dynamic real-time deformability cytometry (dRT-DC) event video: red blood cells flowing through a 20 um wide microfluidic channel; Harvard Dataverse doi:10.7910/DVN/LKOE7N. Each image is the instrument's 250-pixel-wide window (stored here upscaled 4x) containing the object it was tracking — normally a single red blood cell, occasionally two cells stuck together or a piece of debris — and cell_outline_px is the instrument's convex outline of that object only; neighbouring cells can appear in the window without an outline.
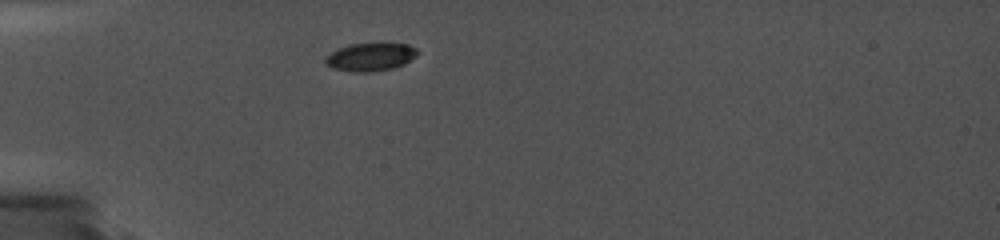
{"species": "common noctule bat (a hibernating species)", "species_latin": "Nyctalus noctula", "temperature_condition": "cold", "stored_images_in_passage": 31, "camera_frame_rate_fps": 5000, "um_per_image_px": 0.085, "animal": {"sex": "female", "body_mass_g": 19.0, "forearm_length_mm": 56.7}, "frame": {"image": 1, "passage_image": 1, "time_ms": 0.0, "image_size_px": [1000, 240], "cell_outline_px": [[420, 52], [416, 56], [404, 64], [392, 68], [372, 72], [352, 72], [332, 68], [324, 64], [324, 60], [336, 48], [348, 44], [384, 40], [408, 44], [416, 48]], "centroid_in_image_um": [31.51, 4.78], "position_along_channel_um": 53.5, "area_um2": 15.95}}
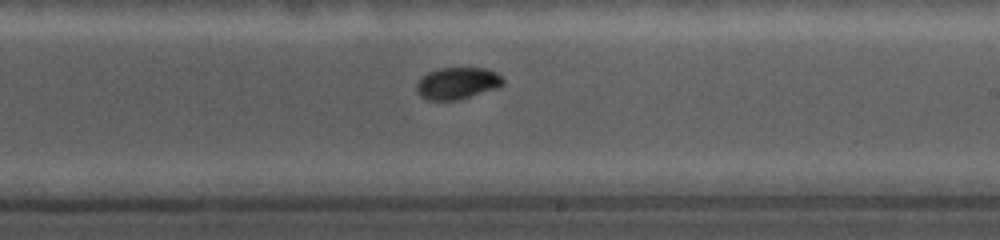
{"frame": {"image": 2, "passage_image": 14, "time_ms": 5.8, "image_size_px": [1000, 240], "cell_outline_px": [[504, 84], [496, 88], [460, 100], [428, 100], [420, 96], [416, 92], [416, 84], [428, 72], [440, 68], [488, 68], [496, 72], [504, 80]], "centroid_in_image_um": [38.88, 7.08], "position_along_channel_um": 250.1, "area_um2": 16.07}}
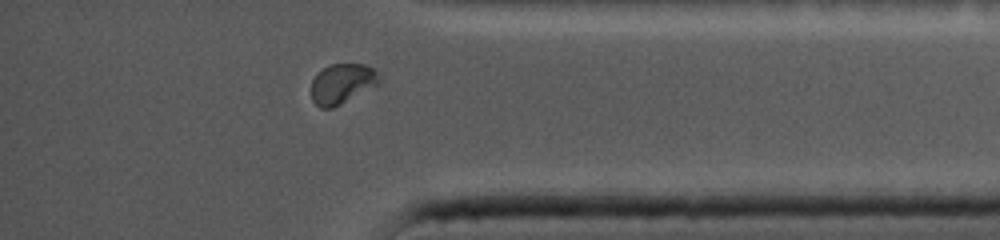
{"frame": {"image": 3, "passage_image": 29, "time_ms": 10.0, "image_size_px": [1000, 240], "cell_outline_px": [[380, 84], [332, 108], [320, 108], [312, 100], [312, 80], [324, 68], [332, 64], [364, 64], [372, 68], [376, 72], [380, 80]], "centroid_in_image_um": [29.09, 7.12], "position_along_channel_um": 406.1, "area_um2": 15.61}, "authors_computed_cell_mechanics": {"area_um2": 16.0684, "velocity_mm_per_s": 3.7158, "shape_relaxation_time_tau1_ms": 5.4655, "shape_relaxation_time_tau2_ms": 3.3448, "deformation_change_tau1": 0.0891, "deformation_change_tau2": 0.0293}}